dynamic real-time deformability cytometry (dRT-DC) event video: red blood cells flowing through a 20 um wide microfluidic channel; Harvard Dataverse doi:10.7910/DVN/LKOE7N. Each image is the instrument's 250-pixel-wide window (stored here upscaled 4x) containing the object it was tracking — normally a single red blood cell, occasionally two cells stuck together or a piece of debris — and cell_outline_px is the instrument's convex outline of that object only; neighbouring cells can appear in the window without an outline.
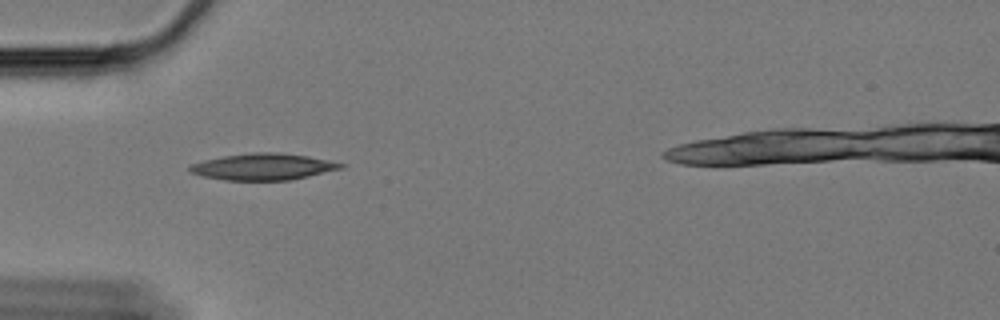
{"species": "Egyptian fruit bat (a non-hibernating species)", "species_latin": "Rousettus aegyptiacus", "temperature_condition": "cold", "stored_images_in_passage": 15, "camera_frame_rate_fps": 3000, "um_per_image_px": 0.085, "animal": {"sex": "female"}, "frame": {"image": 1, "passage_image": 1, "time_ms": 0.0, "image_size_px": [1000, 320], "cell_outline_px": [[348, 164], [344, 168], [292, 180], [224, 180], [204, 176], [192, 172], [188, 168], [188, 164], [204, 160], [224, 156], [252, 152], [280, 152], [308, 156]], "centroid_in_image_um": [22.41, 14.16], "position_along_channel_um": 62.6, "area_um2": 23.47}}
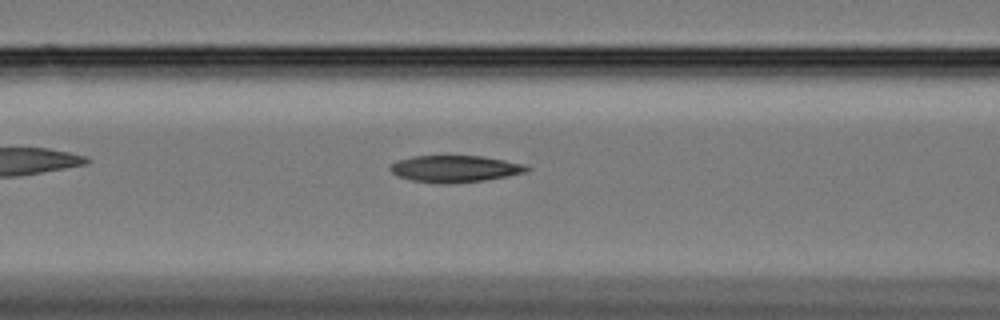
{"frame": {"image": 2, "passage_image": 7, "time_ms": 2.0, "image_size_px": [1000, 320], "cell_outline_px": [[532, 168], [528, 172], [484, 180], [448, 184], [440, 184], [412, 180], [400, 176], [392, 172], [388, 168], [396, 160], [412, 156], [484, 156], [504, 160], [520, 164]], "centroid_in_image_um": [38.66, 14.34], "position_along_channel_um": 127.9, "area_um2": 21.21}}
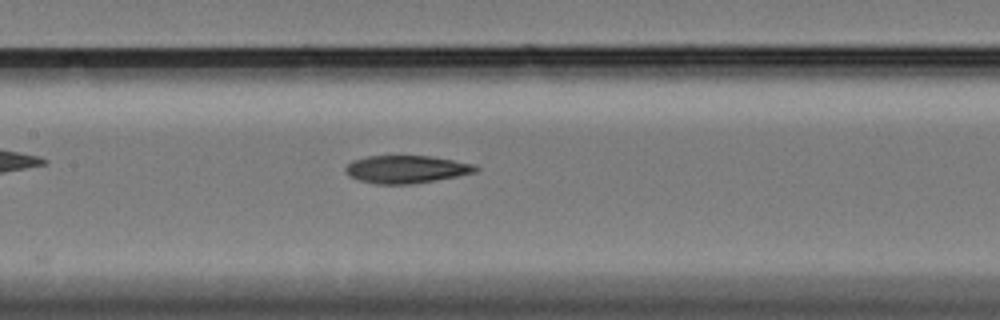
{"frame": {"image": 3, "passage_image": 11, "time_ms": 3.333, "image_size_px": [1000, 320], "cell_outline_px": [[480, 168], [476, 172], [436, 180], [412, 184], [376, 184], [360, 180], [348, 176], [344, 172], [344, 168], [352, 160], [368, 156], [432, 156], [476, 164]], "centroid_in_image_um": [34.54, 14.38], "position_along_channel_um": 172.9, "area_um2": 21.15}}